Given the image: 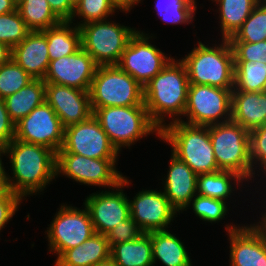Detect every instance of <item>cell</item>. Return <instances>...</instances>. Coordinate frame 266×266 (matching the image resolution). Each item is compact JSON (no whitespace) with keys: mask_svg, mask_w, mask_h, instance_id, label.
I'll return each instance as SVG.
<instances>
[{"mask_svg":"<svg viewBox=\"0 0 266 266\" xmlns=\"http://www.w3.org/2000/svg\"><path fill=\"white\" fill-rule=\"evenodd\" d=\"M17 10V4L13 0H0V15Z\"/></svg>","mask_w":266,"mask_h":266,"instance_id":"bcb514c9","label":"cell"},{"mask_svg":"<svg viewBox=\"0 0 266 266\" xmlns=\"http://www.w3.org/2000/svg\"><path fill=\"white\" fill-rule=\"evenodd\" d=\"M107 20L81 25L82 48L99 65H117L136 28Z\"/></svg>","mask_w":266,"mask_h":266,"instance_id":"ba28073f","label":"cell"},{"mask_svg":"<svg viewBox=\"0 0 266 266\" xmlns=\"http://www.w3.org/2000/svg\"><path fill=\"white\" fill-rule=\"evenodd\" d=\"M45 87L43 79H33L19 91L4 98L9 117L15 124L45 101Z\"/></svg>","mask_w":266,"mask_h":266,"instance_id":"4316f807","label":"cell"},{"mask_svg":"<svg viewBox=\"0 0 266 266\" xmlns=\"http://www.w3.org/2000/svg\"><path fill=\"white\" fill-rule=\"evenodd\" d=\"M144 88V105L152 122L162 130L169 123L180 121L187 104L189 80L180 59L170 62ZM174 117V118H173ZM166 118V119H165Z\"/></svg>","mask_w":266,"mask_h":266,"instance_id":"7a4b0ae2","label":"cell"},{"mask_svg":"<svg viewBox=\"0 0 266 266\" xmlns=\"http://www.w3.org/2000/svg\"><path fill=\"white\" fill-rule=\"evenodd\" d=\"M168 168L166 177L162 179V191L180 215L189 209L190 201L197 194V174L172 153Z\"/></svg>","mask_w":266,"mask_h":266,"instance_id":"ffe728a7","label":"cell"},{"mask_svg":"<svg viewBox=\"0 0 266 266\" xmlns=\"http://www.w3.org/2000/svg\"><path fill=\"white\" fill-rule=\"evenodd\" d=\"M17 10L30 31H43L62 22L47 0H22Z\"/></svg>","mask_w":266,"mask_h":266,"instance_id":"f546056e","label":"cell"},{"mask_svg":"<svg viewBox=\"0 0 266 266\" xmlns=\"http://www.w3.org/2000/svg\"><path fill=\"white\" fill-rule=\"evenodd\" d=\"M12 49L3 43H0V66L11 60Z\"/></svg>","mask_w":266,"mask_h":266,"instance_id":"f6af8a7d","label":"cell"},{"mask_svg":"<svg viewBox=\"0 0 266 266\" xmlns=\"http://www.w3.org/2000/svg\"><path fill=\"white\" fill-rule=\"evenodd\" d=\"M171 233L168 230L150 232L154 266L157 261L164 266H192L184 243Z\"/></svg>","mask_w":266,"mask_h":266,"instance_id":"cb8c5ba5","label":"cell"},{"mask_svg":"<svg viewBox=\"0 0 266 266\" xmlns=\"http://www.w3.org/2000/svg\"><path fill=\"white\" fill-rule=\"evenodd\" d=\"M171 145V153L198 174L219 171L209 126H194L176 121L168 123L160 133V141Z\"/></svg>","mask_w":266,"mask_h":266,"instance_id":"277c9868","label":"cell"},{"mask_svg":"<svg viewBox=\"0 0 266 266\" xmlns=\"http://www.w3.org/2000/svg\"><path fill=\"white\" fill-rule=\"evenodd\" d=\"M90 106H137L144 104V88L118 65L98 66L89 90Z\"/></svg>","mask_w":266,"mask_h":266,"instance_id":"52a82bcc","label":"cell"},{"mask_svg":"<svg viewBox=\"0 0 266 266\" xmlns=\"http://www.w3.org/2000/svg\"><path fill=\"white\" fill-rule=\"evenodd\" d=\"M94 266H117V265L115 264V261L110 257L109 259L102 261L100 263H97Z\"/></svg>","mask_w":266,"mask_h":266,"instance_id":"681fc988","label":"cell"},{"mask_svg":"<svg viewBox=\"0 0 266 266\" xmlns=\"http://www.w3.org/2000/svg\"><path fill=\"white\" fill-rule=\"evenodd\" d=\"M231 224L225 225L230 241L229 266H266V242L262 235L252 223Z\"/></svg>","mask_w":266,"mask_h":266,"instance_id":"d6986e66","label":"cell"},{"mask_svg":"<svg viewBox=\"0 0 266 266\" xmlns=\"http://www.w3.org/2000/svg\"><path fill=\"white\" fill-rule=\"evenodd\" d=\"M5 172V170H0V193L7 188L5 182Z\"/></svg>","mask_w":266,"mask_h":266,"instance_id":"c3c4849f","label":"cell"},{"mask_svg":"<svg viewBox=\"0 0 266 266\" xmlns=\"http://www.w3.org/2000/svg\"><path fill=\"white\" fill-rule=\"evenodd\" d=\"M34 78L12 59L0 66V99H4L25 87Z\"/></svg>","mask_w":266,"mask_h":266,"instance_id":"836d02e7","label":"cell"},{"mask_svg":"<svg viewBox=\"0 0 266 266\" xmlns=\"http://www.w3.org/2000/svg\"><path fill=\"white\" fill-rule=\"evenodd\" d=\"M217 3L221 39H229L243 25L260 0H211Z\"/></svg>","mask_w":266,"mask_h":266,"instance_id":"f1b7e54d","label":"cell"},{"mask_svg":"<svg viewBox=\"0 0 266 266\" xmlns=\"http://www.w3.org/2000/svg\"><path fill=\"white\" fill-rule=\"evenodd\" d=\"M61 204L49 228L45 231L49 252L56 254V260L68 249L77 247L95 234L88 209Z\"/></svg>","mask_w":266,"mask_h":266,"instance_id":"30bf717a","label":"cell"},{"mask_svg":"<svg viewBox=\"0 0 266 266\" xmlns=\"http://www.w3.org/2000/svg\"><path fill=\"white\" fill-rule=\"evenodd\" d=\"M59 151L95 159H118L119 156L93 114L86 121L64 128V141Z\"/></svg>","mask_w":266,"mask_h":266,"instance_id":"9a60e30c","label":"cell"},{"mask_svg":"<svg viewBox=\"0 0 266 266\" xmlns=\"http://www.w3.org/2000/svg\"><path fill=\"white\" fill-rule=\"evenodd\" d=\"M137 29L136 33L122 53L117 64L124 72L131 75L142 86L170 62L172 56H166L156 45L151 44L153 35Z\"/></svg>","mask_w":266,"mask_h":266,"instance_id":"7c38bea8","label":"cell"},{"mask_svg":"<svg viewBox=\"0 0 266 266\" xmlns=\"http://www.w3.org/2000/svg\"><path fill=\"white\" fill-rule=\"evenodd\" d=\"M30 32L18 10L0 15V43L11 49L19 44Z\"/></svg>","mask_w":266,"mask_h":266,"instance_id":"8d00e7d4","label":"cell"},{"mask_svg":"<svg viewBox=\"0 0 266 266\" xmlns=\"http://www.w3.org/2000/svg\"><path fill=\"white\" fill-rule=\"evenodd\" d=\"M98 64L82 47L74 54L49 62L45 83L89 91Z\"/></svg>","mask_w":266,"mask_h":266,"instance_id":"e0dca14e","label":"cell"},{"mask_svg":"<svg viewBox=\"0 0 266 266\" xmlns=\"http://www.w3.org/2000/svg\"><path fill=\"white\" fill-rule=\"evenodd\" d=\"M231 120L249 132L266 125V91H232Z\"/></svg>","mask_w":266,"mask_h":266,"instance_id":"7402d4cb","label":"cell"},{"mask_svg":"<svg viewBox=\"0 0 266 266\" xmlns=\"http://www.w3.org/2000/svg\"><path fill=\"white\" fill-rule=\"evenodd\" d=\"M114 7L109 3L108 0H81L74 10V14L70 22H75V17L82 19L75 23L77 27L93 21L107 20L109 16H113L115 13Z\"/></svg>","mask_w":266,"mask_h":266,"instance_id":"e575fe53","label":"cell"},{"mask_svg":"<svg viewBox=\"0 0 266 266\" xmlns=\"http://www.w3.org/2000/svg\"><path fill=\"white\" fill-rule=\"evenodd\" d=\"M110 257L117 266H154L150 233L111 246Z\"/></svg>","mask_w":266,"mask_h":266,"instance_id":"484cf974","label":"cell"},{"mask_svg":"<svg viewBox=\"0 0 266 266\" xmlns=\"http://www.w3.org/2000/svg\"><path fill=\"white\" fill-rule=\"evenodd\" d=\"M228 202H225L220 199L205 197L196 194L194 198L189 203V208L192 205L193 212L204 222L218 223L221 220H224L227 216L228 211Z\"/></svg>","mask_w":266,"mask_h":266,"instance_id":"d590c367","label":"cell"},{"mask_svg":"<svg viewBox=\"0 0 266 266\" xmlns=\"http://www.w3.org/2000/svg\"><path fill=\"white\" fill-rule=\"evenodd\" d=\"M260 2H262V3L266 4V0H260Z\"/></svg>","mask_w":266,"mask_h":266,"instance_id":"db71d44e","label":"cell"},{"mask_svg":"<svg viewBox=\"0 0 266 266\" xmlns=\"http://www.w3.org/2000/svg\"><path fill=\"white\" fill-rule=\"evenodd\" d=\"M42 32L47 38L50 61L74 54L82 47L80 28L70 21H62Z\"/></svg>","mask_w":266,"mask_h":266,"instance_id":"d4e9b609","label":"cell"},{"mask_svg":"<svg viewBox=\"0 0 266 266\" xmlns=\"http://www.w3.org/2000/svg\"><path fill=\"white\" fill-rule=\"evenodd\" d=\"M111 247L104 234L95 233L77 247L66 250L54 266H94L110 258Z\"/></svg>","mask_w":266,"mask_h":266,"instance_id":"603a6c76","label":"cell"},{"mask_svg":"<svg viewBox=\"0 0 266 266\" xmlns=\"http://www.w3.org/2000/svg\"><path fill=\"white\" fill-rule=\"evenodd\" d=\"M115 10L128 13L136 5H139L142 0H108Z\"/></svg>","mask_w":266,"mask_h":266,"instance_id":"ee69618b","label":"cell"},{"mask_svg":"<svg viewBox=\"0 0 266 266\" xmlns=\"http://www.w3.org/2000/svg\"><path fill=\"white\" fill-rule=\"evenodd\" d=\"M148 189L137 192L129 199L130 215L143 233L169 230L168 225L179 214L170 204L164 192Z\"/></svg>","mask_w":266,"mask_h":266,"instance_id":"2e32d148","label":"cell"},{"mask_svg":"<svg viewBox=\"0 0 266 266\" xmlns=\"http://www.w3.org/2000/svg\"><path fill=\"white\" fill-rule=\"evenodd\" d=\"M53 12L62 20L70 21L74 14L75 7L69 0H47Z\"/></svg>","mask_w":266,"mask_h":266,"instance_id":"7bdbcfd3","label":"cell"},{"mask_svg":"<svg viewBox=\"0 0 266 266\" xmlns=\"http://www.w3.org/2000/svg\"><path fill=\"white\" fill-rule=\"evenodd\" d=\"M14 139L41 145L57 153L63 145L64 127L52 107L44 101L15 124Z\"/></svg>","mask_w":266,"mask_h":266,"instance_id":"5bb4252c","label":"cell"},{"mask_svg":"<svg viewBox=\"0 0 266 266\" xmlns=\"http://www.w3.org/2000/svg\"><path fill=\"white\" fill-rule=\"evenodd\" d=\"M45 101L58 115L64 128L86 121L93 114L89 91L46 83Z\"/></svg>","mask_w":266,"mask_h":266,"instance_id":"ac0fdd59","label":"cell"},{"mask_svg":"<svg viewBox=\"0 0 266 266\" xmlns=\"http://www.w3.org/2000/svg\"><path fill=\"white\" fill-rule=\"evenodd\" d=\"M5 156L12 176L5 172L6 187L22 199L43 192L57 178V153L52 149L13 139L5 146Z\"/></svg>","mask_w":266,"mask_h":266,"instance_id":"6da1fadb","label":"cell"},{"mask_svg":"<svg viewBox=\"0 0 266 266\" xmlns=\"http://www.w3.org/2000/svg\"><path fill=\"white\" fill-rule=\"evenodd\" d=\"M117 161L118 159H95L58 151L56 174L57 177L64 175L81 183L80 185L111 189L121 182L124 175L116 168Z\"/></svg>","mask_w":266,"mask_h":266,"instance_id":"8fae6325","label":"cell"},{"mask_svg":"<svg viewBox=\"0 0 266 266\" xmlns=\"http://www.w3.org/2000/svg\"><path fill=\"white\" fill-rule=\"evenodd\" d=\"M232 91H266V64L257 61H234V89Z\"/></svg>","mask_w":266,"mask_h":266,"instance_id":"4dcf8cb0","label":"cell"},{"mask_svg":"<svg viewBox=\"0 0 266 266\" xmlns=\"http://www.w3.org/2000/svg\"><path fill=\"white\" fill-rule=\"evenodd\" d=\"M23 199L16 193L6 188L0 193V232L20 208Z\"/></svg>","mask_w":266,"mask_h":266,"instance_id":"60d3db41","label":"cell"},{"mask_svg":"<svg viewBox=\"0 0 266 266\" xmlns=\"http://www.w3.org/2000/svg\"><path fill=\"white\" fill-rule=\"evenodd\" d=\"M69 1L75 7L81 0H69Z\"/></svg>","mask_w":266,"mask_h":266,"instance_id":"816d5d0a","label":"cell"},{"mask_svg":"<svg viewBox=\"0 0 266 266\" xmlns=\"http://www.w3.org/2000/svg\"><path fill=\"white\" fill-rule=\"evenodd\" d=\"M11 59L34 79H44L50 62L45 34L42 31H30L12 48Z\"/></svg>","mask_w":266,"mask_h":266,"instance_id":"44dd1931","label":"cell"},{"mask_svg":"<svg viewBox=\"0 0 266 266\" xmlns=\"http://www.w3.org/2000/svg\"><path fill=\"white\" fill-rule=\"evenodd\" d=\"M17 5L22 1V0H13Z\"/></svg>","mask_w":266,"mask_h":266,"instance_id":"f5cc1de1","label":"cell"},{"mask_svg":"<svg viewBox=\"0 0 266 266\" xmlns=\"http://www.w3.org/2000/svg\"><path fill=\"white\" fill-rule=\"evenodd\" d=\"M266 40V4H259L252 10L249 17L236 33L228 39L229 42L256 43Z\"/></svg>","mask_w":266,"mask_h":266,"instance_id":"d6a6232c","label":"cell"},{"mask_svg":"<svg viewBox=\"0 0 266 266\" xmlns=\"http://www.w3.org/2000/svg\"><path fill=\"white\" fill-rule=\"evenodd\" d=\"M209 135L219 170L234 172L245 181H252L249 131L231 120L210 125Z\"/></svg>","mask_w":266,"mask_h":266,"instance_id":"8992f818","label":"cell"},{"mask_svg":"<svg viewBox=\"0 0 266 266\" xmlns=\"http://www.w3.org/2000/svg\"><path fill=\"white\" fill-rule=\"evenodd\" d=\"M130 181L127 176H123L121 182L111 190L96 191L85 198L83 205L89 211L95 233L106 235L120 221L131 216L129 196L123 191L131 184Z\"/></svg>","mask_w":266,"mask_h":266,"instance_id":"4fadbf2b","label":"cell"},{"mask_svg":"<svg viewBox=\"0 0 266 266\" xmlns=\"http://www.w3.org/2000/svg\"><path fill=\"white\" fill-rule=\"evenodd\" d=\"M155 11L166 24H190L195 19V0H155Z\"/></svg>","mask_w":266,"mask_h":266,"instance_id":"1f68e13d","label":"cell"},{"mask_svg":"<svg viewBox=\"0 0 266 266\" xmlns=\"http://www.w3.org/2000/svg\"><path fill=\"white\" fill-rule=\"evenodd\" d=\"M261 215H262V217H260V221L259 222L256 221L252 225L262 235L263 239L266 242V213H265V211L264 212L262 211Z\"/></svg>","mask_w":266,"mask_h":266,"instance_id":"7dc6e473","label":"cell"},{"mask_svg":"<svg viewBox=\"0 0 266 266\" xmlns=\"http://www.w3.org/2000/svg\"><path fill=\"white\" fill-rule=\"evenodd\" d=\"M15 136V123L10 119L4 99H0V145H8Z\"/></svg>","mask_w":266,"mask_h":266,"instance_id":"b9f144b4","label":"cell"},{"mask_svg":"<svg viewBox=\"0 0 266 266\" xmlns=\"http://www.w3.org/2000/svg\"><path fill=\"white\" fill-rule=\"evenodd\" d=\"M142 233L141 229L130 216L128 219L120 221L118 226L111 229L106 236L111 247L114 244L135 240Z\"/></svg>","mask_w":266,"mask_h":266,"instance_id":"ab89813d","label":"cell"},{"mask_svg":"<svg viewBox=\"0 0 266 266\" xmlns=\"http://www.w3.org/2000/svg\"><path fill=\"white\" fill-rule=\"evenodd\" d=\"M232 90L189 84L187 104L180 121L194 126H210L231 121Z\"/></svg>","mask_w":266,"mask_h":266,"instance_id":"9c48e42d","label":"cell"},{"mask_svg":"<svg viewBox=\"0 0 266 266\" xmlns=\"http://www.w3.org/2000/svg\"><path fill=\"white\" fill-rule=\"evenodd\" d=\"M92 112L119 153L122 147L130 149L150 133L160 139L161 130L152 122L144 104L95 108Z\"/></svg>","mask_w":266,"mask_h":266,"instance_id":"5b68a950","label":"cell"},{"mask_svg":"<svg viewBox=\"0 0 266 266\" xmlns=\"http://www.w3.org/2000/svg\"><path fill=\"white\" fill-rule=\"evenodd\" d=\"M243 182L245 183L246 181L241 176L230 171L219 170L214 173L198 174L196 184L197 194L226 202L233 198L231 195H234L235 192L233 191L236 188L238 189V185V190H241L240 188L244 185Z\"/></svg>","mask_w":266,"mask_h":266,"instance_id":"83f0119b","label":"cell"},{"mask_svg":"<svg viewBox=\"0 0 266 266\" xmlns=\"http://www.w3.org/2000/svg\"><path fill=\"white\" fill-rule=\"evenodd\" d=\"M234 61H257L266 64V40L256 43L229 42Z\"/></svg>","mask_w":266,"mask_h":266,"instance_id":"f35d334b","label":"cell"},{"mask_svg":"<svg viewBox=\"0 0 266 266\" xmlns=\"http://www.w3.org/2000/svg\"><path fill=\"white\" fill-rule=\"evenodd\" d=\"M5 156V147L0 145V170H6L4 163L2 162V157Z\"/></svg>","mask_w":266,"mask_h":266,"instance_id":"f907efd6","label":"cell"},{"mask_svg":"<svg viewBox=\"0 0 266 266\" xmlns=\"http://www.w3.org/2000/svg\"><path fill=\"white\" fill-rule=\"evenodd\" d=\"M250 159L253 167V182L259 172L266 176V125L249 132ZM261 168V169H260ZM259 171H258V170ZM257 173H255L256 171ZM262 172H261V171Z\"/></svg>","mask_w":266,"mask_h":266,"instance_id":"74e56055","label":"cell"},{"mask_svg":"<svg viewBox=\"0 0 266 266\" xmlns=\"http://www.w3.org/2000/svg\"><path fill=\"white\" fill-rule=\"evenodd\" d=\"M222 42L198 45L182 59L187 70L189 84L209 85L234 89V56L228 39Z\"/></svg>","mask_w":266,"mask_h":266,"instance_id":"3957f363","label":"cell"}]
</instances>
